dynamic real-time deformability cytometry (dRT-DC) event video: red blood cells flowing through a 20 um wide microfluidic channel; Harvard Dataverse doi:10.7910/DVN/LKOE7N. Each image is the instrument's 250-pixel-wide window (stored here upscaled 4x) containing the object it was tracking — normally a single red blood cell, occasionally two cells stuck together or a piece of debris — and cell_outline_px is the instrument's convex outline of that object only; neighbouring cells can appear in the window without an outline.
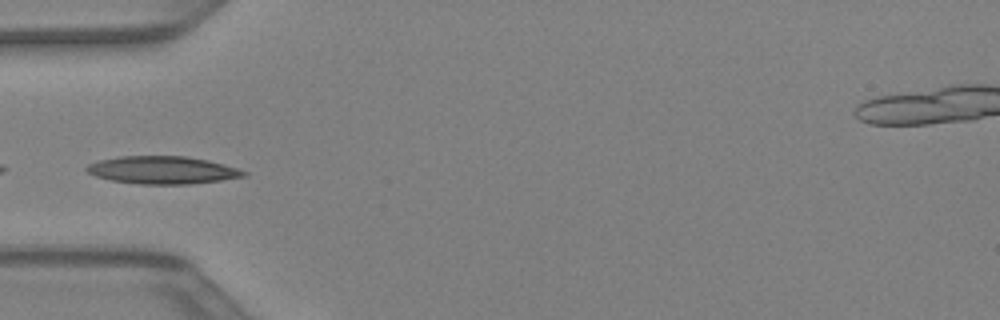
{"species": "Egyptian fruit bat (a non-hibernating species)", "species_latin": "Rousettus aegyptiacus", "temperature_condition": "warm", "stored_images_in_passage": 18, "camera_frame_rate_fps": 3000, "um_per_image_px": 0.085, "animal": {"sex": "female"}, "frame": {"image": 1, "passage_image": 14, "time_ms": 4.333, "image_size_px": [1000, 320], "cell_outline_px": [[248, 176], [192, 184], [140, 184], [112, 180], [96, 176], [88, 172], [84, 168], [88, 164], [100, 160], [120, 156], [184, 156], [208, 160], [224, 164], [248, 172]], "centroid_in_image_um": [13.83, 14.45], "position_along_channel_um": 71.2, "area_um2": 25.26}}
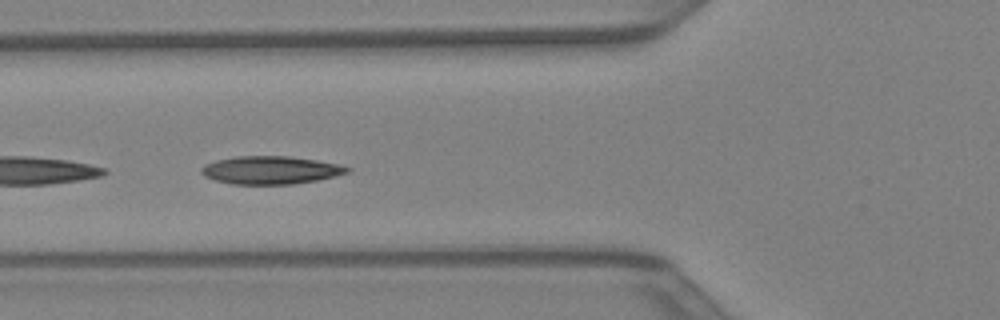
{"frame": {"image": 2, "passage_image": 16, "time_ms": 5.0, "image_size_px": [1000, 320], "cell_outline_px": [[352, 168], [348, 172], [336, 176], [316, 180], [292, 184], [232, 184], [216, 180], [204, 176], [200, 172], [200, 168], [204, 164], [216, 160], [236, 156], [288, 156], [316, 160], [340, 164]], "centroid_in_image_um": [22.99, 14.45], "position_along_channel_um": 102.8, "area_um2": 23.81}}